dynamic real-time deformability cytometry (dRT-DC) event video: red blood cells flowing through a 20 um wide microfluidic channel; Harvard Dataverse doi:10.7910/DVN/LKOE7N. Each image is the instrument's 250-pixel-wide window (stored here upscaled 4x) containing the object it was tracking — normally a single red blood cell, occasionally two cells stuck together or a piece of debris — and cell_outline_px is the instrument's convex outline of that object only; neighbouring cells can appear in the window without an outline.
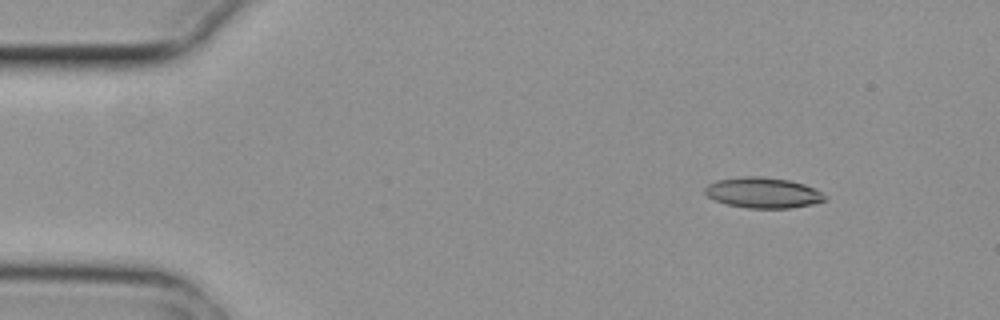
{"species": "common noctule bat (a hibernating species)", "species_latin": "Nyctalus noctula", "temperature_condition": "cold", "stored_images_in_passage": 7, "camera_frame_rate_fps": 3000, "um_per_image_px": 0.085, "animal": {"sex": "female", "body_mass_g": 29.2, "forearm_length_mm": 56.3}, "frame": {"image": 1, "passage_image": 1, "time_ms": 0.0, "image_size_px": [1000, 320], "cell_outline_px": [[828, 200], [812, 204], [788, 208], [748, 208], [728, 204], [716, 200], [708, 196], [704, 192], [704, 188], [708, 184], [716, 180], [744, 176], [760, 176], [788, 180], [804, 184], [816, 188], [828, 196]], "centroid_in_image_um": [64.9, 16.37], "position_along_channel_um": 20.1, "area_um2": 21.44}}
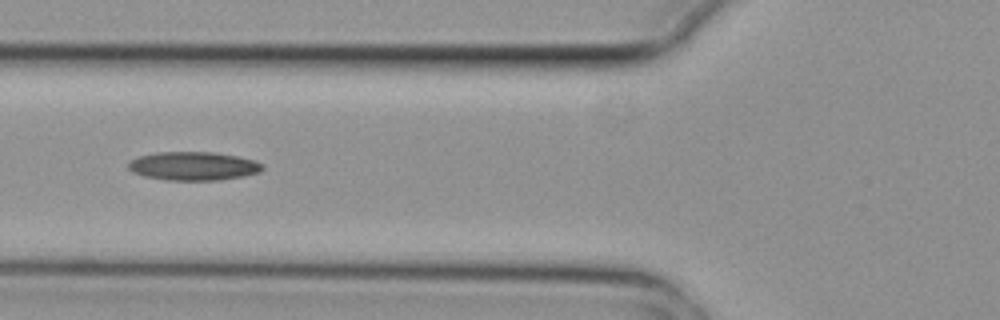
{"frame": {"image": 2, "passage_image": 5, "time_ms": 1.333, "image_size_px": [1000, 320], "cell_outline_px": [[264, 168], [260, 172], [244, 176], [220, 180], [164, 180], [144, 176], [132, 172], [128, 168], [128, 164], [132, 160], [140, 156], [156, 152], [212, 152], [236, 156], [256, 160], [264, 164]], "centroid_in_image_um": [16.47, 14.12], "position_along_channel_um": 109.3, "area_um2": 22.43}}
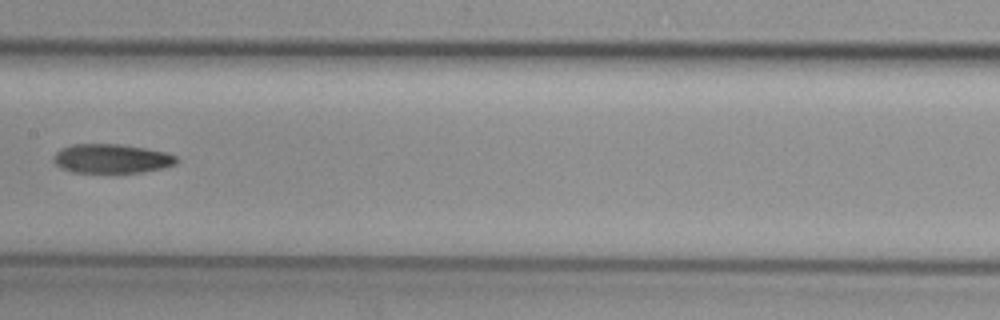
{"frame": {"image": 3, "passage_image": 7, "time_ms": 2.0, "image_size_px": [1000, 320], "cell_outline_px": [[180, 160], [176, 164], [164, 168], [144, 172], [72, 172], [60, 168], [52, 160], [52, 156], [60, 148], [72, 144], [120, 144], [168, 152], [176, 156]], "centroid_in_image_um": [9.49, 13.48], "position_along_channel_um": 197.9, "area_um2": 21.15}}